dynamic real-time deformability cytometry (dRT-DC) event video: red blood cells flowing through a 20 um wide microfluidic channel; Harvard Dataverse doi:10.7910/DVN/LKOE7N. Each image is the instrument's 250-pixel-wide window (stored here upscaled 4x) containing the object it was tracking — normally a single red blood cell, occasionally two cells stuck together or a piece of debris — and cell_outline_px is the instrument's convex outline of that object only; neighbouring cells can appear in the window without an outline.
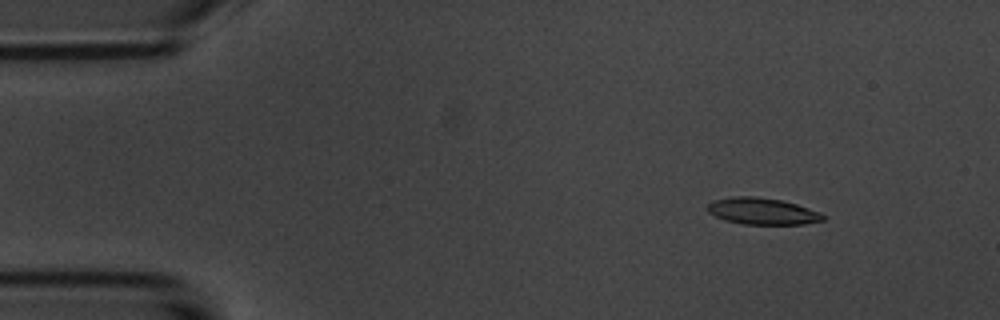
{"species": "common noctule bat (a hibernating species)", "species_latin": "Nyctalus noctula", "temperature_condition": "room temperature", "stored_images_in_passage": 4, "camera_frame_rate_fps": 3000, "um_per_image_px": 0.085, "animal": {"sex": "male", "body_mass_g": 20.1, "forearm_length_mm": 53.5}, "frame": {"image": 1, "passage_image": 2, "time_ms": 1.333, "image_size_px": [1000, 320], "cell_outline_px": [[824, 220], [804, 224], [744, 224], [724, 220], [708, 212], [708, 204], [712, 200], [732, 196], [756, 196], [780, 200], [796, 204], [820, 212], [824, 216]], "centroid_in_image_um": [64.77, 17.95], "position_along_channel_um": 20.2, "area_um2": 17.86}}